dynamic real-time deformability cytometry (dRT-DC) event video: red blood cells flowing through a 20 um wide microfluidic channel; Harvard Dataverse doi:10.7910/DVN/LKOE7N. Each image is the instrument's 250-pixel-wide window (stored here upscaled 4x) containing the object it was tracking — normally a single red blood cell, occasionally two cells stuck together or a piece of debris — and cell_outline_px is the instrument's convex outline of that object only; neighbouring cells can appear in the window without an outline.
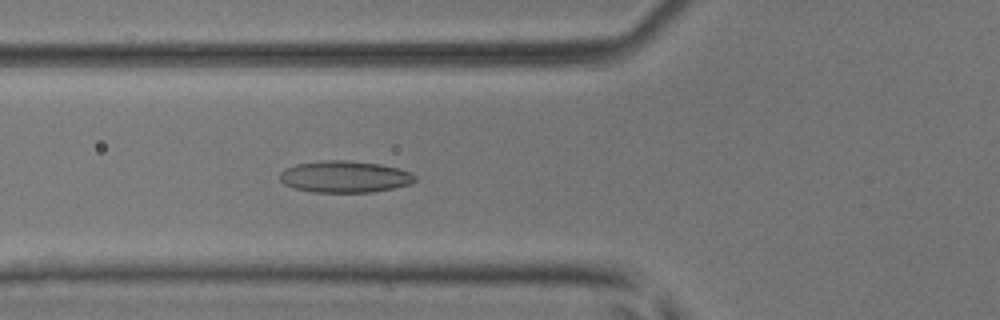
{"species": "common noctule bat (a hibernating species)", "species_latin": "Nyctalus noctula", "temperature_condition": "room temperature", "stored_images_in_passage": 47, "camera_frame_rate_fps": 3000, "um_per_image_px": 0.085, "animal": {"sex": "male", "body_mass_g": 17.9, "forearm_length_mm": 54.2}, "frame": {"image": 1, "passage_image": 15, "time_ms": 4.667, "image_size_px": [1000, 320], "cell_outline_px": [[416, 180], [412, 184], [396, 188], [372, 192], [312, 192], [296, 188], [284, 184], [280, 180], [280, 172], [284, 168], [296, 164], [324, 160], [344, 160], [380, 164], [400, 168], [412, 172], [416, 176]], "centroid_in_image_um": [29.34, 15.02], "position_along_channel_um": 96.5, "area_um2": 25.2}}
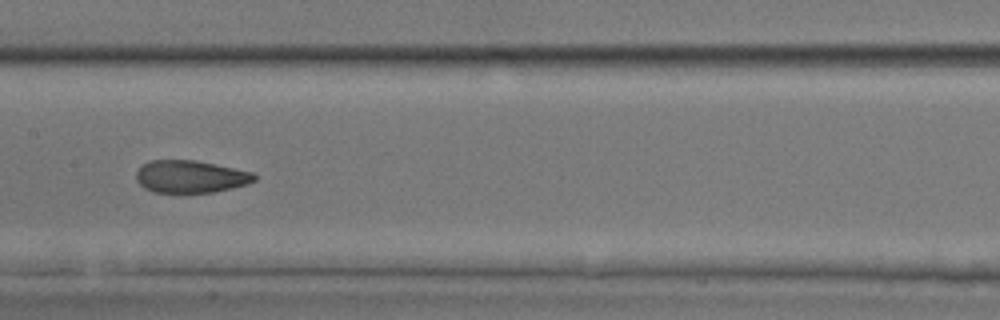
{"frame": {"image": 2, "passage_image": 22, "time_ms": 7.0, "image_size_px": [1000, 320], "cell_outline_px": [[256, 180], [248, 184], [232, 188], [212, 192], [156, 192], [144, 188], [136, 180], [136, 172], [148, 160], [196, 160], [252, 172], [256, 176]], "centroid_in_image_um": [16.19, 15.0], "position_along_channel_um": 191.2, "area_um2": 22.2}}
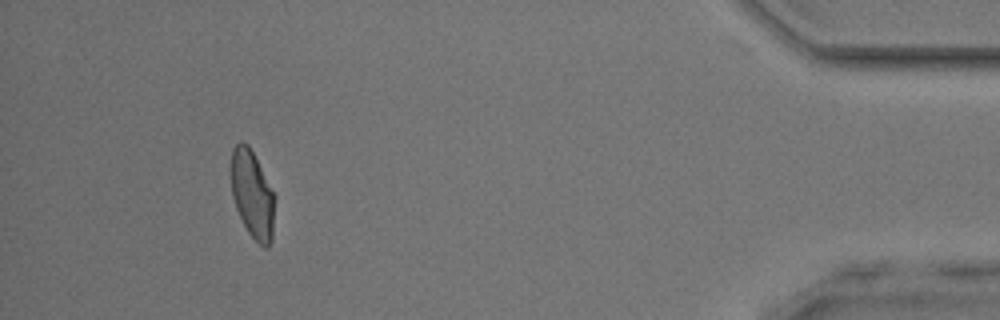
{"frame": {"image": 3, "passage_image": 43, "time_ms": 14.0, "image_size_px": [1000, 320], "cell_outline_px": [[276, 196], [272, 240], [268, 248], [264, 248], [248, 232], [236, 208], [232, 196], [232, 148], [240, 140], [248, 144]], "centroid_in_image_um": [21.48, 16.54], "position_along_channel_um": 413.7, "area_um2": 22.25}, "authors_computed_cell_mechanics": {"area_um2": 23.1778, "velocity_mm_per_s": 4.057, "shape_relaxation_time_tau1_ms": 7.4858, "shape_relaxation_time_tau2_ms": 1.2852, "deformation_change_tau1": 0.185, "deformation_change_tau2": 0.0736}}